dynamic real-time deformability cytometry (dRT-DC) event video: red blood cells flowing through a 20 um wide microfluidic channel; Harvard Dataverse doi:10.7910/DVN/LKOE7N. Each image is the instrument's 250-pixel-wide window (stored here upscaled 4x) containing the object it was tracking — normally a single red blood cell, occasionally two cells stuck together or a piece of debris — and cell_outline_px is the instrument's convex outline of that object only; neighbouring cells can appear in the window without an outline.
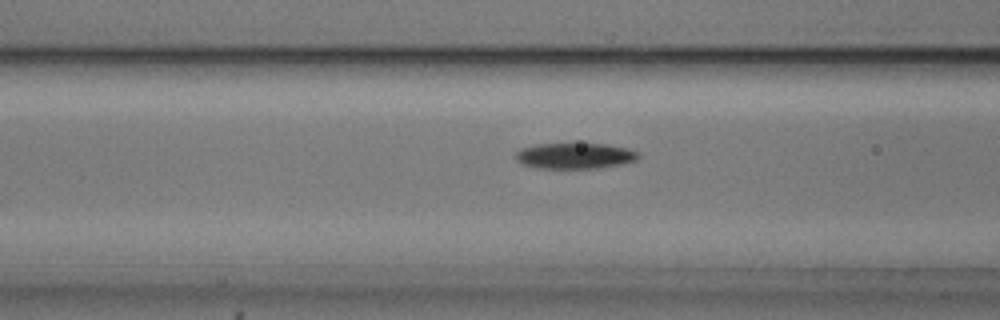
{"species": "common noctule bat (a hibernating species)", "species_latin": "Nyctalus noctula", "temperature_condition": "cold", "stored_images_in_passage": 21, "camera_frame_rate_fps": 3000, "um_per_image_px": 0.085, "animal": {"sex": "male", "body_mass_g": 20.5, "forearm_length_mm": 52.5}, "frame": {"image": 1, "passage_image": 8, "time_ms": 2.333, "image_size_px": [1000, 320], "cell_outline_px": [[640, 156], [636, 160], [620, 164], [596, 168], [540, 168], [524, 164], [516, 160], [516, 152], [520, 148], [536, 144], [572, 140], [608, 144], [628, 148], [636, 152]], "centroid_in_image_um": [48.84, 13.18], "position_along_channel_um": 117.8, "area_um2": 19.31}}
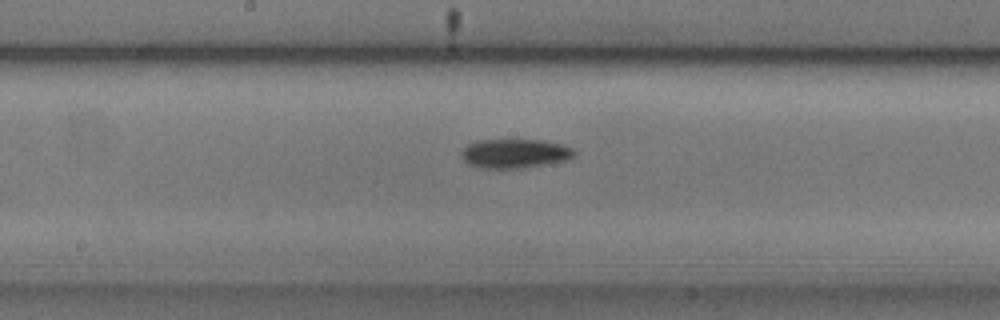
{"frame": {"image": 2, "passage_image": 15, "time_ms": 4.667, "image_size_px": [1000, 320], "cell_outline_px": [[576, 152], [572, 156], [564, 160], [520, 168], [484, 168], [468, 164], [464, 160], [460, 152], [468, 144], [476, 140], [544, 140], [560, 144], [572, 148]], "centroid_in_image_um": [43.71, 13.03], "position_along_channel_um": 204.5, "area_um2": 18.84}}
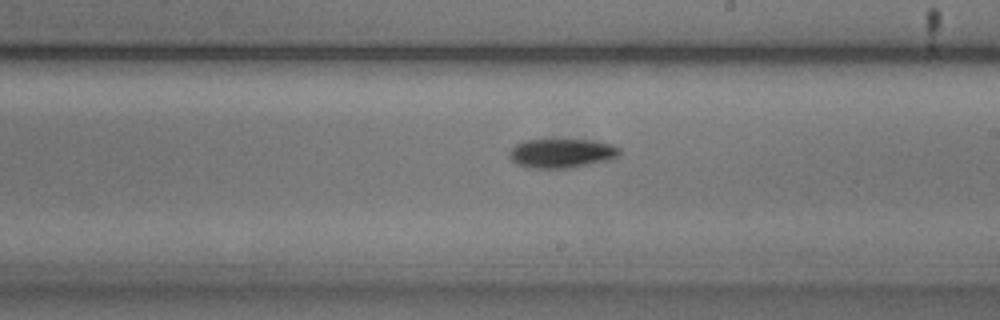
{"frame": {"image": 3, "passage_image": 18, "time_ms": 5.667, "image_size_px": [1000, 320], "cell_outline_px": [[620, 156], [612, 160], [568, 168], [532, 168], [516, 164], [508, 156], [508, 152], [516, 144], [524, 140], [596, 140], [612, 144], [620, 148]], "centroid_in_image_um": [47.77, 13.03], "position_along_channel_um": 241.2, "area_um2": 18.96}}